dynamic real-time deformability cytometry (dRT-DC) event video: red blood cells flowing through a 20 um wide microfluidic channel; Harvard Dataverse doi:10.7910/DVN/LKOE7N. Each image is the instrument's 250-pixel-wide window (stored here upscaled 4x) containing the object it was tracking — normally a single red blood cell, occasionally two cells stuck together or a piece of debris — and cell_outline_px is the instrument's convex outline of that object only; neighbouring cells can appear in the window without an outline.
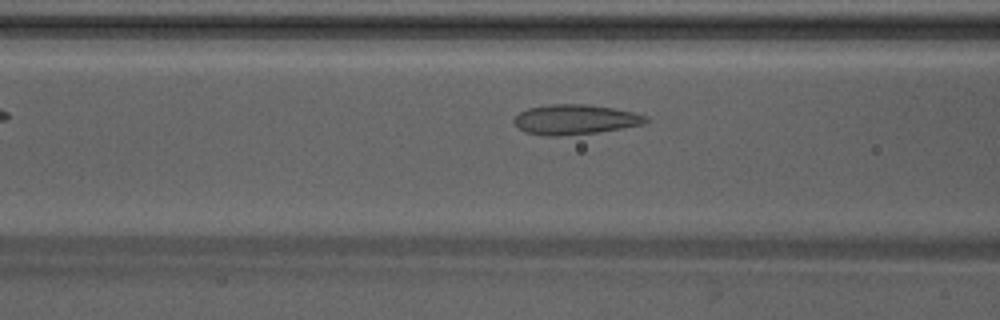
{"species": "Egyptian fruit bat (a non-hibernating species)", "species_latin": "Rousettus aegyptiacus", "temperature_condition": "warm", "stored_images_in_passage": 37, "camera_frame_rate_fps": 3000, "um_per_image_px": 0.085, "animal": {"sex": "male"}, "frame": {"image": 1, "passage_image": 8, "time_ms": 2.333, "image_size_px": [1000, 320], "cell_outline_px": [[652, 120], [644, 124], [596, 132], [560, 136], [544, 136], [524, 132], [512, 120], [520, 112], [528, 108], [548, 104], [588, 104], [612, 108], [632, 112], [648, 116]], "centroid_in_image_um": [48.89, 10.15], "position_along_channel_um": 117.7, "area_um2": 23.0}}
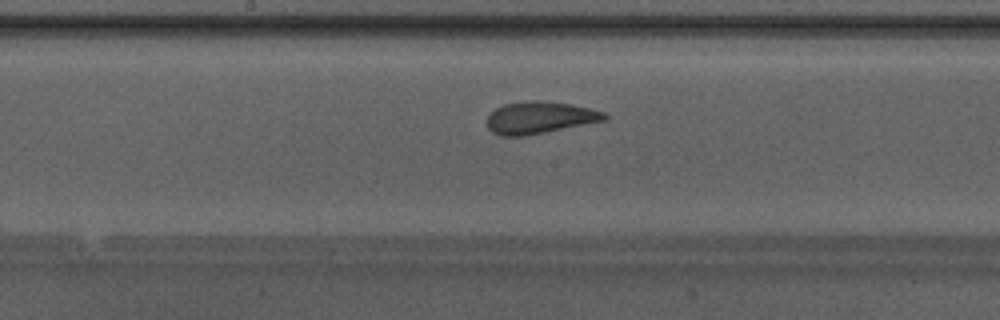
{"frame": {"image": 2, "passage_image": 14, "time_ms": 4.333, "image_size_px": [1000, 320], "cell_outline_px": [[608, 120], [528, 136], [500, 136], [492, 132], [488, 128], [488, 116], [496, 108], [504, 104], [532, 100], [536, 100], [572, 104], [592, 108], [604, 112], [608, 116]], "centroid_in_image_um": [45.92, 10.01], "position_along_channel_um": 202.3, "area_um2": 22.2}}
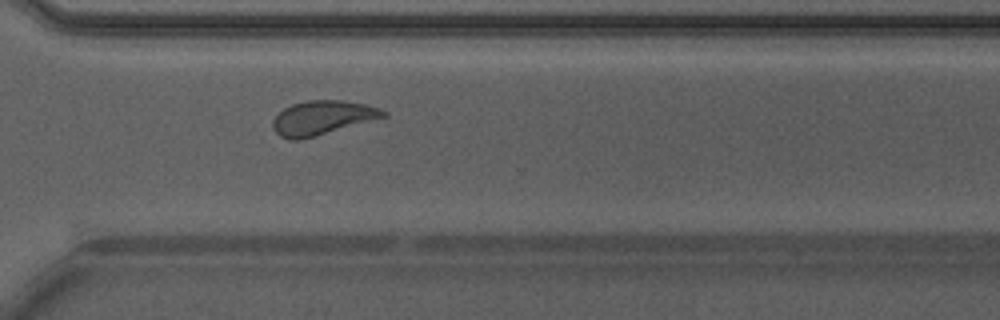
{"frame": {"image": 3, "passage_image": 24, "time_ms": 7.667, "image_size_px": [1000, 320], "cell_outline_px": [[388, 116], [316, 136], [300, 140], [292, 140], [280, 136], [272, 128], [272, 120], [284, 108], [292, 104], [308, 100], [344, 100], [364, 104], [380, 108], [388, 112]], "centroid_in_image_um": [27.4, 10.01], "position_along_channel_um": 343.2, "area_um2": 22.02}, "authors_computed_cell_mechanics": {"area_um2": 22.0218, "velocity_mm_per_s": 4.2297, "shape_relaxation_time_tau1_ms": 5.7686, "shape_relaxation_time_tau2_ms": 0.9866, "deformation_change_tau1": 0.1616, "deformation_change_tau2": 0.0788}}